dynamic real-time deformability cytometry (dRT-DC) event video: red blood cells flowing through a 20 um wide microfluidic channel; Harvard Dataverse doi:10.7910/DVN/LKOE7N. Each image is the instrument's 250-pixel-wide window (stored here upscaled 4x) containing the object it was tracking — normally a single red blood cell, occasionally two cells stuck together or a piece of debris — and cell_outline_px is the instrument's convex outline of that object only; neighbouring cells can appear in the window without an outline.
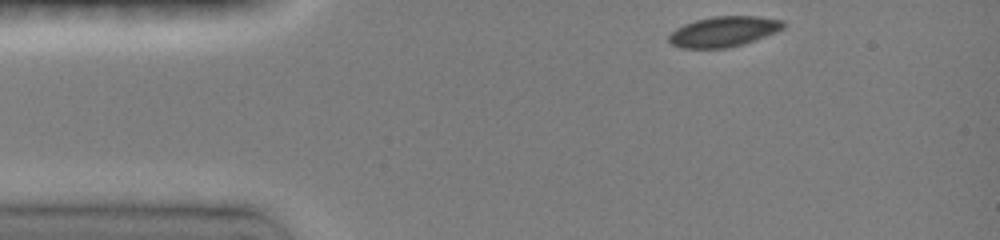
{"species": "common noctule bat (a hibernating species)", "species_latin": "Nyctalus noctula", "temperature_condition": "room temperature", "stored_images_in_passage": 25, "camera_frame_rate_fps": 3000, "um_per_image_px": 0.085, "animal": {"sex": "female", "body_mass_g": 19.0, "forearm_length_mm": 51.5}, "frame": {"image": 1, "passage_image": 1, "time_ms": 0.0, "image_size_px": [1000, 240], "cell_outline_px": [[784, 28], [776, 32], [744, 44], [724, 48], [680, 48], [672, 44], [668, 40], [668, 36], [676, 28], [684, 24], [696, 20], [712, 16], [756, 16], [784, 20]], "centroid_in_image_um": [61.51, 2.68], "position_along_channel_um": 23.5, "area_um2": 20.23}}
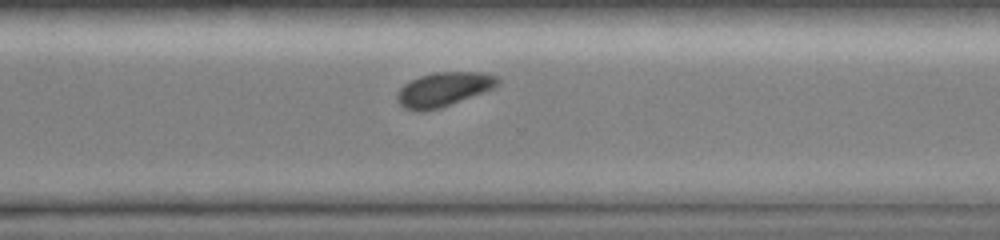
{"frame": {"image": 2, "passage_image": 19, "time_ms": 9.0, "image_size_px": [1000, 240], "cell_outline_px": [[500, 84], [496, 88], [440, 108], [420, 112], [404, 108], [396, 100], [396, 96], [400, 88], [404, 84], [420, 76], [432, 72], [484, 72], [496, 76], [500, 80]], "centroid_in_image_um": [37.73, 7.59], "position_along_channel_um": 332.9, "area_um2": 20.23}}
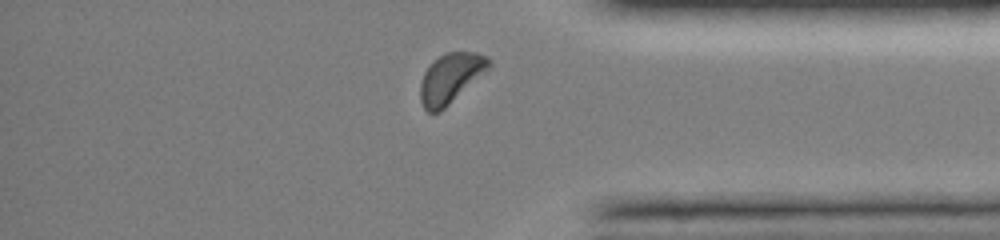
{"frame": {"image": 3, "passage_image": 23, "time_ms": 10.667, "image_size_px": [1000, 240], "cell_outline_px": [[492, 68], [440, 112], [428, 112], [424, 108], [420, 100], [420, 84], [424, 72], [444, 52], [476, 52], [488, 56], [492, 60]], "centroid_in_image_um": [38.37, 6.64], "position_along_channel_um": 396.8, "area_um2": 20.11}, "authors_computed_cell_mechanics": {"area_um2": 20.6924, "velocity_mm_per_s": 4.077, "shape_relaxation_time_tau1_ms": 2.09, "shape_relaxation_time_tau2_ms": null, "deformation_change_tau1": 0.0666, "deformation_change_tau2": null}}